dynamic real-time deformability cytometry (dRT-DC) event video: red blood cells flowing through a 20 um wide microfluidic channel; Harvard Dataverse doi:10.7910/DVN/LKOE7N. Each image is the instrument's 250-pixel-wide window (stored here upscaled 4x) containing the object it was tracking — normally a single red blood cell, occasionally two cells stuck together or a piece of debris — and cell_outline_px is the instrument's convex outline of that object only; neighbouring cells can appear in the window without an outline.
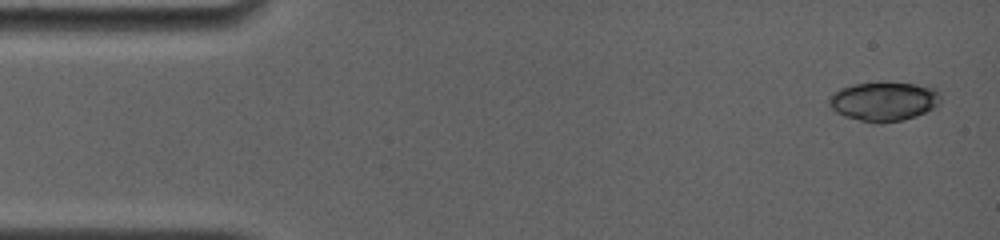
{"species": "common noctule bat (a hibernating species)", "species_latin": "Nyctalus noctula", "temperature_condition": "room temperature", "stored_images_in_passage": 4, "camera_frame_rate_fps": 4000, "um_per_image_px": 0.085, "animal": {"sex": "female", "body_mass_g": 19.0, "forearm_length_mm": 56.7}, "frame": {"image": 1, "passage_image": 1, "time_ms": 0.0, "image_size_px": [1000, 240], "cell_outline_px": [[940, 104], [936, 108], [916, 116], [904, 120], [880, 124], [876, 124], [844, 116], [836, 112], [828, 104], [828, 96], [840, 88], [852, 84], [880, 80], [888, 80], [932, 84], [940, 92]], "centroid_in_image_um": [75.19, 8.56], "position_along_channel_um": 9.8, "area_um2": 26.99}}
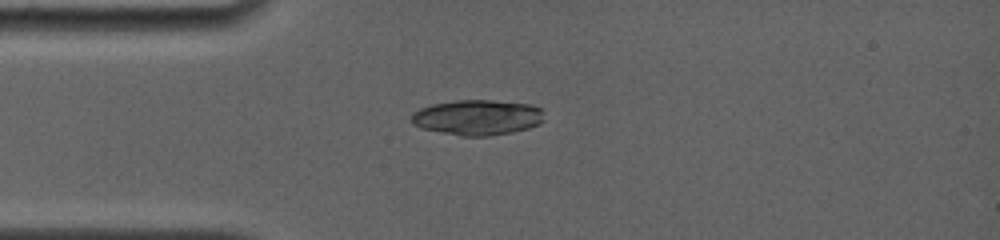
{"frame": {"image": 2, "passage_image": 4, "time_ms": 3.5, "image_size_px": [1000, 240], "cell_outline_px": [[544, 120], [540, 124], [528, 128], [512, 132], [488, 136], [460, 136], [440, 132], [424, 128], [412, 124], [412, 112], [420, 108], [432, 104], [456, 100], [488, 100], [528, 104], [540, 108]], "centroid_in_image_um": [40.57, 9.98], "position_along_channel_um": 44.4, "area_um2": 27.22}}